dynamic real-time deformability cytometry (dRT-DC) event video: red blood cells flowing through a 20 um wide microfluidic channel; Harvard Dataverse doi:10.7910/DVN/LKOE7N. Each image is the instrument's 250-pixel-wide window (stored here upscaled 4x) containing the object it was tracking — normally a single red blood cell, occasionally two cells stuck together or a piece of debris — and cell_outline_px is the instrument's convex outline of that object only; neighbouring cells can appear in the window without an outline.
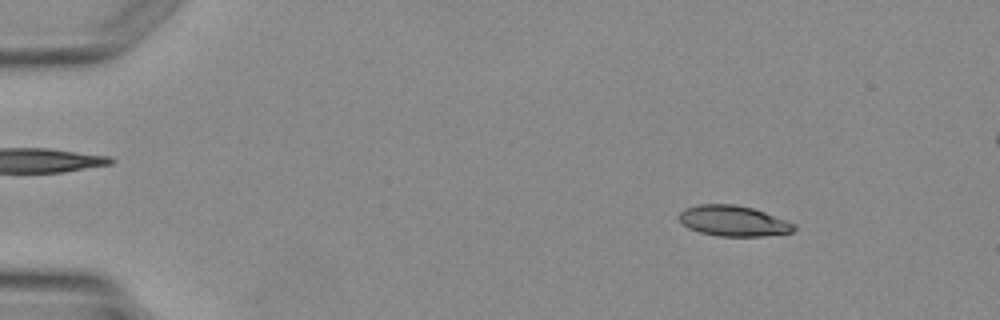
{"species": "Egyptian fruit bat (a non-hibernating species)", "species_latin": "Rousettus aegyptiacus", "temperature_condition": "warm", "stored_images_in_passage": 3, "camera_frame_rate_fps": 3000, "um_per_image_px": 0.085, "animal": {"sex": "female"}, "frame": {"image": 1, "passage_image": 1, "time_ms": 0.0, "image_size_px": [1000, 320], "cell_outline_px": [[796, 228], [792, 232], [764, 236], [716, 236], [700, 232], [688, 228], [680, 220], [680, 212], [684, 208], [700, 204], [736, 204], [752, 208], [764, 212], [796, 224]], "centroid_in_image_um": [62.34, 18.78], "position_along_channel_um": 22.7, "area_um2": 20.4}}